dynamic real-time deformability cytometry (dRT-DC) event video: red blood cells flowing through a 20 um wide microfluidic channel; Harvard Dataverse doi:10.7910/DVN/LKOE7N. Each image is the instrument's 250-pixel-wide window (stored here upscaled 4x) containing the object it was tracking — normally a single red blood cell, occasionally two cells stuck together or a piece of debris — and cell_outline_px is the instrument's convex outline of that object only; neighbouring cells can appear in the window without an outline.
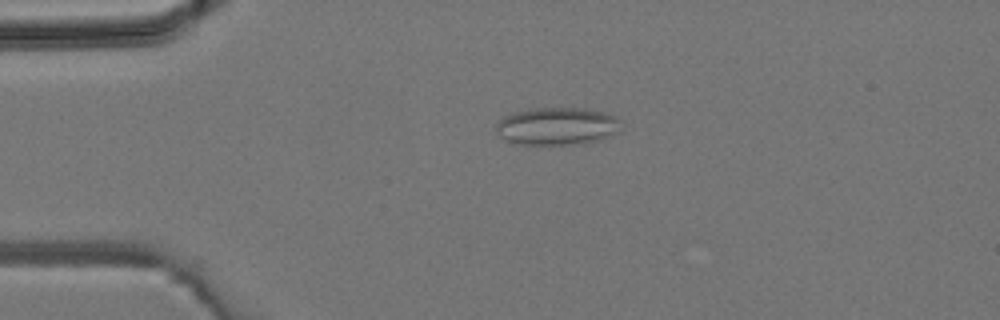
{"species": "common noctule bat (a hibernating species)", "species_latin": "Nyctalus noctula", "temperature_condition": "room temperature", "stored_images_in_passage": 36, "camera_frame_rate_fps": 3000, "um_per_image_px": 0.085, "animal": {"sex": "male", "body_mass_g": 19.2, "forearm_length_mm": 51.8}, "frame": {"image": 1, "passage_image": 3, "time_ms": 0.667, "image_size_px": [1000, 320], "cell_outline_px": [[620, 120], [612, 136], [600, 140], [584, 144], [512, 144], [504, 140], [496, 132], [496, 124], [504, 116], [528, 108], [584, 108], [604, 112], [616, 116]], "centroid_in_image_um": [47.31, 10.73], "position_along_channel_um": 37.7, "area_um2": 27.51}}
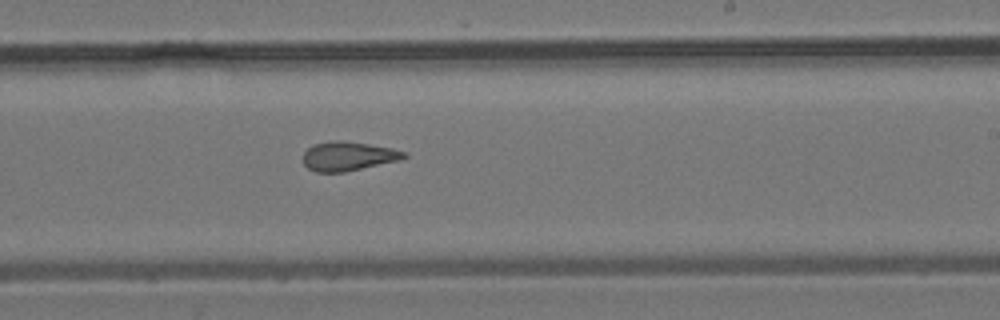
{"frame": {"image": 2, "passage_image": 19, "time_ms": 6.0, "image_size_px": [1000, 320], "cell_outline_px": [[408, 156], [400, 160], [344, 172], [316, 172], [308, 168], [304, 164], [304, 152], [312, 144], [332, 140], [340, 140], [368, 144], [392, 148], [408, 152]], "centroid_in_image_um": [29.61, 13.27], "position_along_channel_um": 259.4, "area_um2": 17.17}}
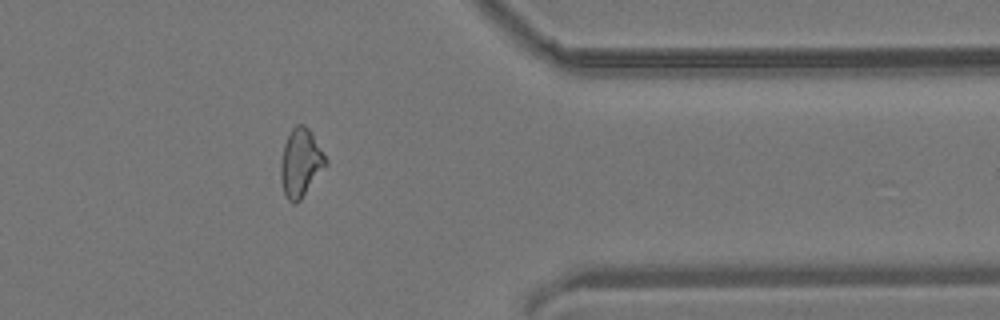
{"frame": {"image": 3, "passage_image": 28, "time_ms": 9.0, "image_size_px": [1000, 320], "cell_outline_px": [[328, 164], [300, 200], [296, 204], [292, 204], [288, 200], [284, 192], [280, 176], [280, 164], [284, 144], [292, 128], [296, 124], [304, 124], [312, 132], [328, 160]], "centroid_in_image_um": [25.57, 13.83], "position_along_channel_um": 385.8, "area_um2": 17.98}}